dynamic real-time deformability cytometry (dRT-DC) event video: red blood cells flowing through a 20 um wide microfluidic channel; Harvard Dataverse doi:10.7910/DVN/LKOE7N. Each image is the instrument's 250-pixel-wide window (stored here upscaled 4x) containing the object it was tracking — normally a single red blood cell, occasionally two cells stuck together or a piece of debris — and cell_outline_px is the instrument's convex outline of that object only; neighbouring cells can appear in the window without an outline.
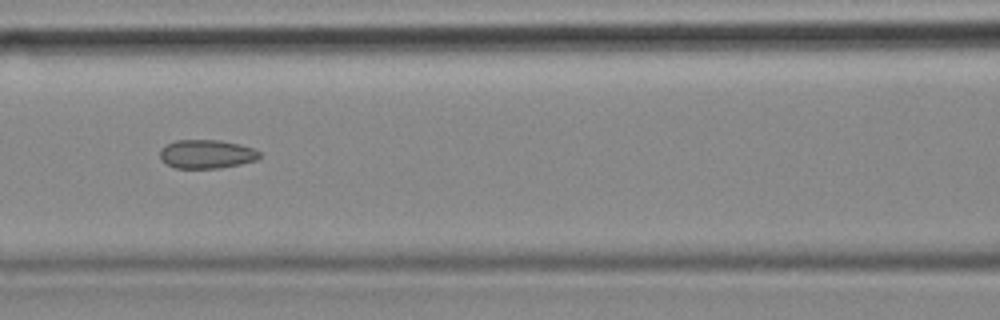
{"species": "common noctule bat (a hibernating species)", "species_latin": "Nyctalus noctula", "temperature_condition": "cold", "stored_images_in_passage": 45, "camera_frame_rate_fps": 3000, "um_per_image_px": 0.085, "animal": {"sex": "female", "body_mass_g": 18.4}, "frame": {"image": 1, "passage_image": 14, "time_ms": 4.333, "image_size_px": [1000, 320], "cell_outline_px": [[260, 156], [256, 160], [240, 164], [216, 168], [176, 168], [168, 164], [160, 156], [160, 148], [176, 140], [220, 140], [240, 144], [252, 148], [260, 152]], "centroid_in_image_um": [17.57, 13.09], "position_along_channel_um": 149.0, "area_um2": 16.47}, "authors_computed_cell_mechanics": {"area_um2": 16.8198, "velocity_mm_per_s": 3.6644, "shape_relaxation_time_tau1_ms": null, "shape_relaxation_time_tau2_ms": 3.1001, "deformation_change_tau1": null, "deformation_change_tau2": 0.0947}}